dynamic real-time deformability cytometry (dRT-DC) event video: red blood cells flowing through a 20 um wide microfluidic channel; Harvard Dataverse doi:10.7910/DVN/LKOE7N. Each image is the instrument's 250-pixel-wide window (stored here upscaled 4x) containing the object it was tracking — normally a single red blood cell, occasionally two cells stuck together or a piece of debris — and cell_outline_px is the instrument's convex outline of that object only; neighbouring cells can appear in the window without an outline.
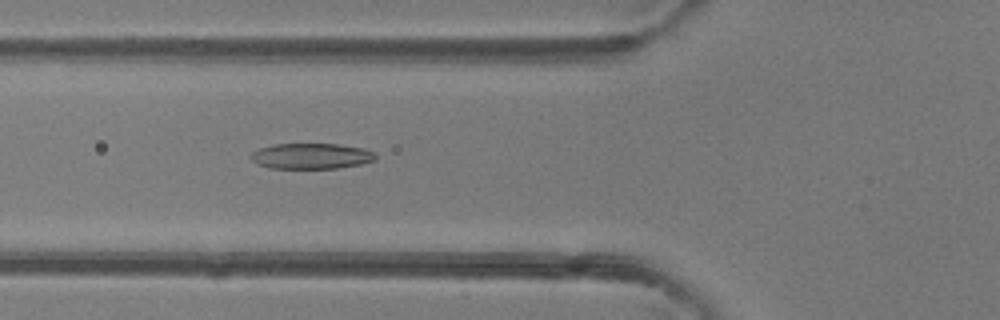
{"species": "common noctule bat (a hibernating species)", "species_latin": "Nyctalus noctula", "temperature_condition": "room temperature", "stored_images_in_passage": 49, "camera_frame_rate_fps": 3000, "um_per_image_px": 0.085, "animal": {"sex": "female"}, "frame": {"image": 1, "passage_image": 18, "time_ms": 5.667, "image_size_px": [1000, 320], "cell_outline_px": [[376, 160], [360, 164], [336, 168], [268, 168], [256, 164], [248, 156], [252, 152], [260, 148], [272, 144], [336, 144], [364, 148], [376, 152]], "centroid_in_image_um": [26.44, 13.26], "position_along_channel_um": 99.4, "area_um2": 18.79}}
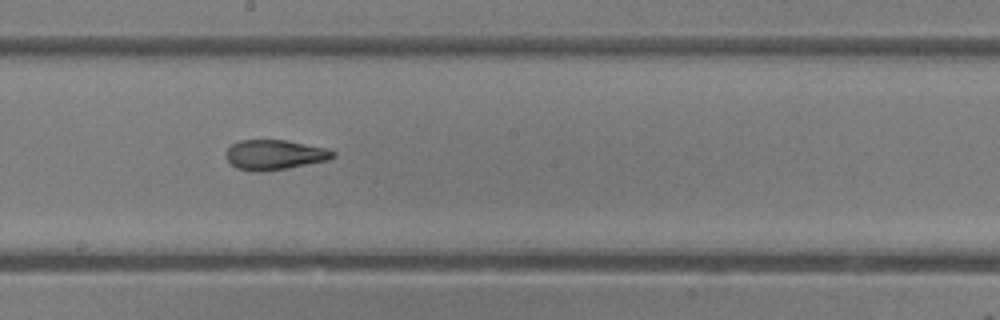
{"frame": {"image": 2, "passage_image": 27, "time_ms": 8.667, "image_size_px": [1000, 320], "cell_outline_px": [[336, 156], [328, 160], [264, 172], [252, 172], [236, 168], [228, 160], [228, 148], [232, 144], [240, 140], [284, 140], [328, 148], [336, 152]], "centroid_in_image_um": [23.37, 13.16], "position_along_channel_um": 224.8, "area_um2": 18.55}}
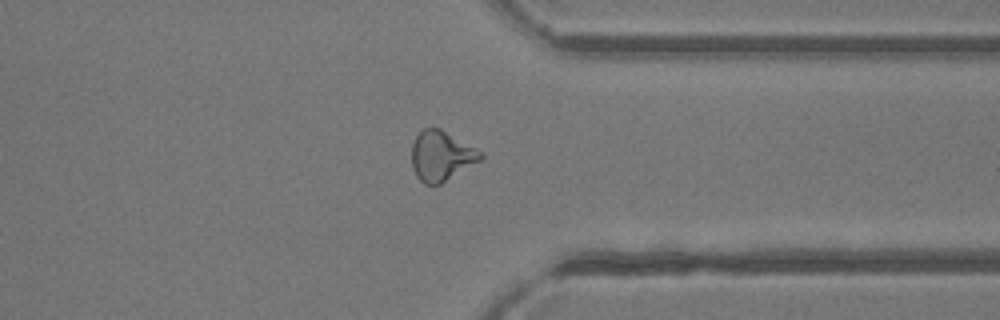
{"frame": {"image": 3, "passage_image": 38, "time_ms": 12.333, "image_size_px": [1000, 320], "cell_outline_px": [[484, 156], [480, 160], [440, 184], [424, 184], [416, 176], [412, 168], [412, 144], [416, 136], [424, 128], [440, 128], [484, 152]], "centroid_in_image_um": [37.51, 13.24], "position_along_channel_um": 373.9, "area_um2": 19.94}, "authors_computed_cell_mechanics": {"area_um2": 19.7098, "velocity_mm_per_s": 4.1544, "shape_relaxation_time_tau1_ms": 9.1811, "shape_relaxation_time_tau2_ms": 1.6508, "deformation_change_tau1": 0.288, "deformation_change_tau2": 0.0986}}